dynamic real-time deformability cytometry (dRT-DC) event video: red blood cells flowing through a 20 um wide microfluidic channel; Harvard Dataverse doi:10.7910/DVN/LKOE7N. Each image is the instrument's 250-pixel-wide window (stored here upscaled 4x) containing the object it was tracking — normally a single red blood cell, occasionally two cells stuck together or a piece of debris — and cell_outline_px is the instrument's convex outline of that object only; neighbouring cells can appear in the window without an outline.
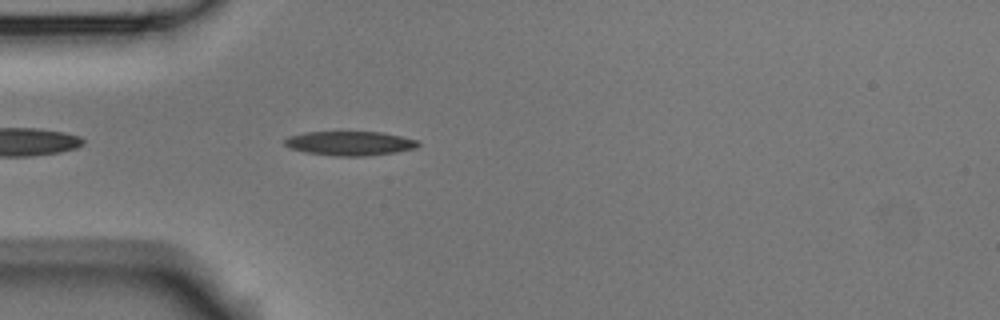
{"species": "Egyptian fruit bat (a non-hibernating species)", "species_latin": "Rousettus aegyptiacus", "temperature_condition": "room temperature", "stored_images_in_passage": 4, "camera_frame_rate_fps": 3000, "um_per_image_px": 0.085, "animal": {"sex": "male"}, "frame": {"image": 1, "passage_image": 4, "time_ms": 1.0, "image_size_px": [1000, 320], "cell_outline_px": [[420, 144], [416, 148], [396, 152], [364, 156], [336, 156], [308, 152], [288, 148], [284, 144], [284, 140], [288, 136], [304, 132], [384, 132], [420, 140]], "centroid_in_image_um": [29.76, 12.17], "position_along_channel_um": 55.2, "area_um2": 18.96}}